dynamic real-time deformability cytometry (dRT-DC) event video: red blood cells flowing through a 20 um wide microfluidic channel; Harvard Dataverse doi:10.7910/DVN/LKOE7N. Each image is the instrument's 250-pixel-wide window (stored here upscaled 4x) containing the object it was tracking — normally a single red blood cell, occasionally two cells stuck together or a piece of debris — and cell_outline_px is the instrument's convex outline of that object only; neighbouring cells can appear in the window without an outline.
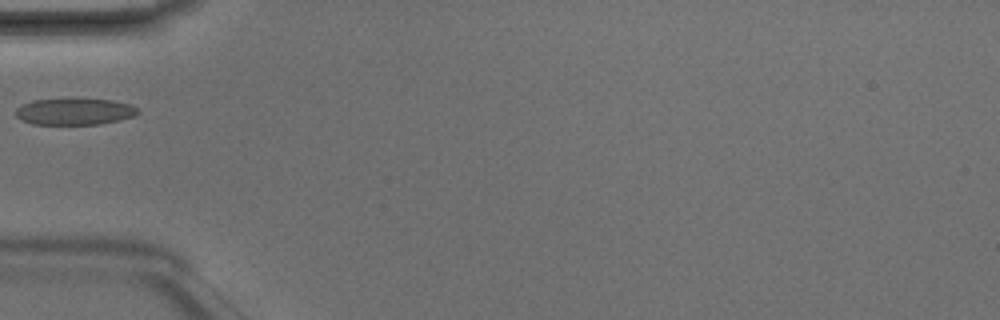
{"species": "Egyptian fruit bat (a non-hibernating species)", "species_latin": "Rousettus aegyptiacus", "temperature_condition": "room temperature", "stored_images_in_passage": 3, "camera_frame_rate_fps": 3000, "um_per_image_px": 0.085, "animal": {"sex": "male"}, "frame": {"image": 1, "passage_image": 3, "time_ms": 0.667, "image_size_px": [1000, 320], "cell_outline_px": [[140, 112], [136, 116], [120, 120], [100, 124], [32, 124], [20, 120], [16, 116], [16, 108], [32, 100], [68, 96], [112, 100], [132, 104], [140, 108]], "centroid_in_image_um": [6.38, 9.44], "position_along_channel_um": 78.6, "area_um2": 19.94}}